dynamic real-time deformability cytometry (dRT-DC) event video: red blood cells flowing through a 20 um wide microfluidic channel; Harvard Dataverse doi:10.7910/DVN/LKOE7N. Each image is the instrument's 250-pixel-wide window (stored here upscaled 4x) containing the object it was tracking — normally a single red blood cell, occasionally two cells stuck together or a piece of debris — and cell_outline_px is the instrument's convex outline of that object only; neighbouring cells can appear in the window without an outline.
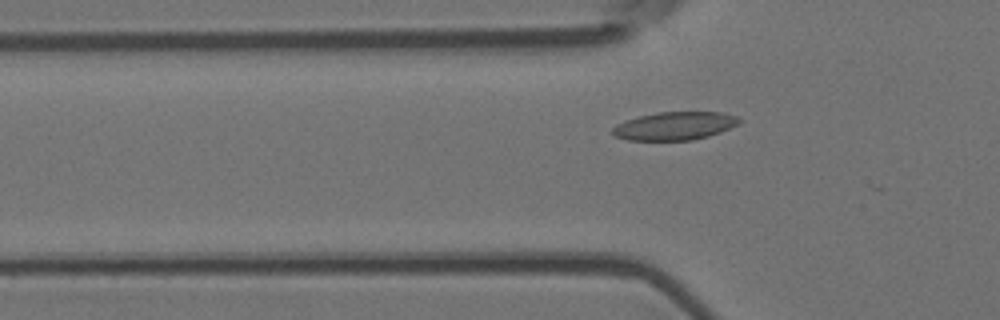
{"species": "Egyptian fruit bat (a non-hibernating species)", "species_latin": "Rousettus aegyptiacus", "temperature_condition": "room temperature", "stored_images_in_passage": 5, "segment_of_instrument_passage": [2, 2], "camera_frame_rate_fps": 3000, "um_per_image_px": 0.085, "animal": {"sex": "female"}, "frame": {"image": 1, "passage_image": 5, "time_ms": 1.333, "image_size_px": [1000, 320], "cell_outline_px": [[744, 120], [720, 132], [708, 136], [692, 140], [628, 140], [616, 136], [612, 132], [612, 128], [616, 124], [640, 116], [656, 112], [724, 112], [736, 116]], "centroid_in_image_um": [57.37, 10.7], "position_along_channel_um": 68.4, "area_um2": 20.63}}